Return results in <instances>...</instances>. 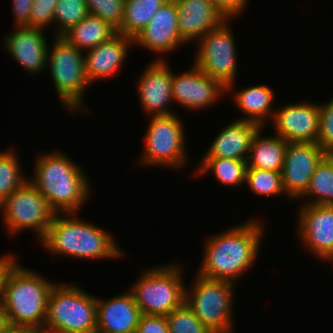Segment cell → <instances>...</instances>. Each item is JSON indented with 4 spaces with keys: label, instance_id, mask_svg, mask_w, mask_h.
I'll return each instance as SVG.
<instances>
[{
    "label": "cell",
    "instance_id": "6da1fadb",
    "mask_svg": "<svg viewBox=\"0 0 333 333\" xmlns=\"http://www.w3.org/2000/svg\"><path fill=\"white\" fill-rule=\"evenodd\" d=\"M265 230L255 219L246 220L223 233L207 237L203 259L197 272L210 279L236 284L254 264Z\"/></svg>",
    "mask_w": 333,
    "mask_h": 333
},
{
    "label": "cell",
    "instance_id": "7a4b0ae2",
    "mask_svg": "<svg viewBox=\"0 0 333 333\" xmlns=\"http://www.w3.org/2000/svg\"><path fill=\"white\" fill-rule=\"evenodd\" d=\"M34 162V175L28 180L50 207L56 213H78L91 196L85 171L59 150L44 152Z\"/></svg>",
    "mask_w": 333,
    "mask_h": 333
},
{
    "label": "cell",
    "instance_id": "3957f363",
    "mask_svg": "<svg viewBox=\"0 0 333 333\" xmlns=\"http://www.w3.org/2000/svg\"><path fill=\"white\" fill-rule=\"evenodd\" d=\"M63 215V216H62ZM77 213H56L40 240L53 255L78 259H114L124 256L110 232L77 217Z\"/></svg>",
    "mask_w": 333,
    "mask_h": 333
},
{
    "label": "cell",
    "instance_id": "277c9868",
    "mask_svg": "<svg viewBox=\"0 0 333 333\" xmlns=\"http://www.w3.org/2000/svg\"><path fill=\"white\" fill-rule=\"evenodd\" d=\"M18 264L11 269L5 282L2 306L12 326L42 333L48 297L55 283Z\"/></svg>",
    "mask_w": 333,
    "mask_h": 333
},
{
    "label": "cell",
    "instance_id": "5b68a950",
    "mask_svg": "<svg viewBox=\"0 0 333 333\" xmlns=\"http://www.w3.org/2000/svg\"><path fill=\"white\" fill-rule=\"evenodd\" d=\"M96 296L77 284L52 287L42 333H96Z\"/></svg>",
    "mask_w": 333,
    "mask_h": 333
},
{
    "label": "cell",
    "instance_id": "8992f818",
    "mask_svg": "<svg viewBox=\"0 0 333 333\" xmlns=\"http://www.w3.org/2000/svg\"><path fill=\"white\" fill-rule=\"evenodd\" d=\"M52 41V49L47 48V67L59 101L68 113L74 114L82 111L80 109L90 111L83 100L90 85L85 70V53L62 36H55Z\"/></svg>",
    "mask_w": 333,
    "mask_h": 333
},
{
    "label": "cell",
    "instance_id": "52a82bcc",
    "mask_svg": "<svg viewBox=\"0 0 333 333\" xmlns=\"http://www.w3.org/2000/svg\"><path fill=\"white\" fill-rule=\"evenodd\" d=\"M142 273L129 290L141 314L166 316L185 302L181 266L169 263Z\"/></svg>",
    "mask_w": 333,
    "mask_h": 333
},
{
    "label": "cell",
    "instance_id": "ba28073f",
    "mask_svg": "<svg viewBox=\"0 0 333 333\" xmlns=\"http://www.w3.org/2000/svg\"><path fill=\"white\" fill-rule=\"evenodd\" d=\"M191 291L185 288V302L212 333H235L232 307L235 283L196 274Z\"/></svg>",
    "mask_w": 333,
    "mask_h": 333
},
{
    "label": "cell",
    "instance_id": "9c48e42d",
    "mask_svg": "<svg viewBox=\"0 0 333 333\" xmlns=\"http://www.w3.org/2000/svg\"><path fill=\"white\" fill-rule=\"evenodd\" d=\"M179 114L149 116L140 163L182 169L188 164L184 124Z\"/></svg>",
    "mask_w": 333,
    "mask_h": 333
},
{
    "label": "cell",
    "instance_id": "30bf717a",
    "mask_svg": "<svg viewBox=\"0 0 333 333\" xmlns=\"http://www.w3.org/2000/svg\"><path fill=\"white\" fill-rule=\"evenodd\" d=\"M0 213L9 235L16 236L23 230L32 229L37 240L45 236L56 214L29 180L0 204Z\"/></svg>",
    "mask_w": 333,
    "mask_h": 333
},
{
    "label": "cell",
    "instance_id": "8fae6325",
    "mask_svg": "<svg viewBox=\"0 0 333 333\" xmlns=\"http://www.w3.org/2000/svg\"><path fill=\"white\" fill-rule=\"evenodd\" d=\"M229 20L197 41L198 50L193 62L203 73L220 81L226 87L227 94L234 89L238 71L237 48Z\"/></svg>",
    "mask_w": 333,
    "mask_h": 333
},
{
    "label": "cell",
    "instance_id": "7c38bea8",
    "mask_svg": "<svg viewBox=\"0 0 333 333\" xmlns=\"http://www.w3.org/2000/svg\"><path fill=\"white\" fill-rule=\"evenodd\" d=\"M326 155L327 152L317 143L288 142L281 172L288 200L303 199L315 169Z\"/></svg>",
    "mask_w": 333,
    "mask_h": 333
},
{
    "label": "cell",
    "instance_id": "4fadbf2b",
    "mask_svg": "<svg viewBox=\"0 0 333 333\" xmlns=\"http://www.w3.org/2000/svg\"><path fill=\"white\" fill-rule=\"evenodd\" d=\"M298 213L299 241L327 262L333 255V205L302 204Z\"/></svg>",
    "mask_w": 333,
    "mask_h": 333
},
{
    "label": "cell",
    "instance_id": "5bb4252c",
    "mask_svg": "<svg viewBox=\"0 0 333 333\" xmlns=\"http://www.w3.org/2000/svg\"><path fill=\"white\" fill-rule=\"evenodd\" d=\"M270 123L274 126L275 135L286 142L317 143L320 106L307 101L283 105L275 110Z\"/></svg>",
    "mask_w": 333,
    "mask_h": 333
},
{
    "label": "cell",
    "instance_id": "9a60e30c",
    "mask_svg": "<svg viewBox=\"0 0 333 333\" xmlns=\"http://www.w3.org/2000/svg\"><path fill=\"white\" fill-rule=\"evenodd\" d=\"M180 74L172 73V98L189 110L205 109L226 93V87L203 73L196 65Z\"/></svg>",
    "mask_w": 333,
    "mask_h": 333
},
{
    "label": "cell",
    "instance_id": "2e32d148",
    "mask_svg": "<svg viewBox=\"0 0 333 333\" xmlns=\"http://www.w3.org/2000/svg\"><path fill=\"white\" fill-rule=\"evenodd\" d=\"M164 58L152 60L140 74L136 84L139 102L148 117L176 113L169 108V104L173 102L172 70Z\"/></svg>",
    "mask_w": 333,
    "mask_h": 333
},
{
    "label": "cell",
    "instance_id": "e0dca14e",
    "mask_svg": "<svg viewBox=\"0 0 333 333\" xmlns=\"http://www.w3.org/2000/svg\"><path fill=\"white\" fill-rule=\"evenodd\" d=\"M186 44L180 36L178 9L175 0H168L152 17L146 27L133 39V45L141 46L153 54L165 56ZM164 53V54H163Z\"/></svg>",
    "mask_w": 333,
    "mask_h": 333
},
{
    "label": "cell",
    "instance_id": "ac0fdd59",
    "mask_svg": "<svg viewBox=\"0 0 333 333\" xmlns=\"http://www.w3.org/2000/svg\"><path fill=\"white\" fill-rule=\"evenodd\" d=\"M15 30L3 39L6 53L27 73L41 74L47 67L49 43L43 29L29 26L14 27Z\"/></svg>",
    "mask_w": 333,
    "mask_h": 333
},
{
    "label": "cell",
    "instance_id": "d6986e66",
    "mask_svg": "<svg viewBox=\"0 0 333 333\" xmlns=\"http://www.w3.org/2000/svg\"><path fill=\"white\" fill-rule=\"evenodd\" d=\"M181 39L189 44L208 31L216 29L228 18L212 0H175Z\"/></svg>",
    "mask_w": 333,
    "mask_h": 333
},
{
    "label": "cell",
    "instance_id": "ffe728a7",
    "mask_svg": "<svg viewBox=\"0 0 333 333\" xmlns=\"http://www.w3.org/2000/svg\"><path fill=\"white\" fill-rule=\"evenodd\" d=\"M96 303V333H136L141 312L129 290Z\"/></svg>",
    "mask_w": 333,
    "mask_h": 333
},
{
    "label": "cell",
    "instance_id": "44dd1931",
    "mask_svg": "<svg viewBox=\"0 0 333 333\" xmlns=\"http://www.w3.org/2000/svg\"><path fill=\"white\" fill-rule=\"evenodd\" d=\"M132 45V38L116 33L108 41L86 51L85 70L90 84L101 78L113 77L124 65Z\"/></svg>",
    "mask_w": 333,
    "mask_h": 333
},
{
    "label": "cell",
    "instance_id": "7402d4cb",
    "mask_svg": "<svg viewBox=\"0 0 333 333\" xmlns=\"http://www.w3.org/2000/svg\"><path fill=\"white\" fill-rule=\"evenodd\" d=\"M261 128L257 123L237 119L226 125L203 158H231L247 161L252 139Z\"/></svg>",
    "mask_w": 333,
    "mask_h": 333
},
{
    "label": "cell",
    "instance_id": "603a6c76",
    "mask_svg": "<svg viewBox=\"0 0 333 333\" xmlns=\"http://www.w3.org/2000/svg\"><path fill=\"white\" fill-rule=\"evenodd\" d=\"M232 93H234L232 98H234L236 106L246 115L241 117L240 120L257 123L263 128H265L267 120H272L276 109L272 105L275 95L270 86L260 84L239 89V91H233Z\"/></svg>",
    "mask_w": 333,
    "mask_h": 333
},
{
    "label": "cell",
    "instance_id": "cb8c5ba5",
    "mask_svg": "<svg viewBox=\"0 0 333 333\" xmlns=\"http://www.w3.org/2000/svg\"><path fill=\"white\" fill-rule=\"evenodd\" d=\"M261 127L254 135L247 158V168L282 172L288 142L278 135L262 136Z\"/></svg>",
    "mask_w": 333,
    "mask_h": 333
},
{
    "label": "cell",
    "instance_id": "d4e9b609",
    "mask_svg": "<svg viewBox=\"0 0 333 333\" xmlns=\"http://www.w3.org/2000/svg\"><path fill=\"white\" fill-rule=\"evenodd\" d=\"M116 33V29L108 22L88 14L78 24L66 31L62 37L81 51H88L108 41Z\"/></svg>",
    "mask_w": 333,
    "mask_h": 333
},
{
    "label": "cell",
    "instance_id": "484cf974",
    "mask_svg": "<svg viewBox=\"0 0 333 333\" xmlns=\"http://www.w3.org/2000/svg\"><path fill=\"white\" fill-rule=\"evenodd\" d=\"M166 1L168 0H125L123 21L116 32L134 39Z\"/></svg>",
    "mask_w": 333,
    "mask_h": 333
},
{
    "label": "cell",
    "instance_id": "4316f807",
    "mask_svg": "<svg viewBox=\"0 0 333 333\" xmlns=\"http://www.w3.org/2000/svg\"><path fill=\"white\" fill-rule=\"evenodd\" d=\"M197 168L194 172L197 177L211 172L218 183L237 187L245 183L247 162L231 158H203Z\"/></svg>",
    "mask_w": 333,
    "mask_h": 333
},
{
    "label": "cell",
    "instance_id": "83f0119b",
    "mask_svg": "<svg viewBox=\"0 0 333 333\" xmlns=\"http://www.w3.org/2000/svg\"><path fill=\"white\" fill-rule=\"evenodd\" d=\"M308 196L309 201L303 204L333 205V159L328 154L318 164L302 197Z\"/></svg>",
    "mask_w": 333,
    "mask_h": 333
},
{
    "label": "cell",
    "instance_id": "f1b7e54d",
    "mask_svg": "<svg viewBox=\"0 0 333 333\" xmlns=\"http://www.w3.org/2000/svg\"><path fill=\"white\" fill-rule=\"evenodd\" d=\"M18 159L13 149L0 152V204L28 181Z\"/></svg>",
    "mask_w": 333,
    "mask_h": 333
},
{
    "label": "cell",
    "instance_id": "f546056e",
    "mask_svg": "<svg viewBox=\"0 0 333 333\" xmlns=\"http://www.w3.org/2000/svg\"><path fill=\"white\" fill-rule=\"evenodd\" d=\"M249 189L258 196H275L285 194L282 174L277 171L246 168V178Z\"/></svg>",
    "mask_w": 333,
    "mask_h": 333
},
{
    "label": "cell",
    "instance_id": "4dcf8cb0",
    "mask_svg": "<svg viewBox=\"0 0 333 333\" xmlns=\"http://www.w3.org/2000/svg\"><path fill=\"white\" fill-rule=\"evenodd\" d=\"M89 14L86 0H58L54 10V36H62Z\"/></svg>",
    "mask_w": 333,
    "mask_h": 333
},
{
    "label": "cell",
    "instance_id": "1f68e13d",
    "mask_svg": "<svg viewBox=\"0 0 333 333\" xmlns=\"http://www.w3.org/2000/svg\"><path fill=\"white\" fill-rule=\"evenodd\" d=\"M170 333H212L184 302L166 315Z\"/></svg>",
    "mask_w": 333,
    "mask_h": 333
},
{
    "label": "cell",
    "instance_id": "d6a6232c",
    "mask_svg": "<svg viewBox=\"0 0 333 333\" xmlns=\"http://www.w3.org/2000/svg\"><path fill=\"white\" fill-rule=\"evenodd\" d=\"M124 4L125 0H86L89 14L100 17L116 30L123 21Z\"/></svg>",
    "mask_w": 333,
    "mask_h": 333
},
{
    "label": "cell",
    "instance_id": "836d02e7",
    "mask_svg": "<svg viewBox=\"0 0 333 333\" xmlns=\"http://www.w3.org/2000/svg\"><path fill=\"white\" fill-rule=\"evenodd\" d=\"M58 0H33L29 27L46 30L54 23V10Z\"/></svg>",
    "mask_w": 333,
    "mask_h": 333
},
{
    "label": "cell",
    "instance_id": "e575fe53",
    "mask_svg": "<svg viewBox=\"0 0 333 333\" xmlns=\"http://www.w3.org/2000/svg\"><path fill=\"white\" fill-rule=\"evenodd\" d=\"M320 125L317 144L326 152L333 148V97L328 103L319 104Z\"/></svg>",
    "mask_w": 333,
    "mask_h": 333
},
{
    "label": "cell",
    "instance_id": "d590c367",
    "mask_svg": "<svg viewBox=\"0 0 333 333\" xmlns=\"http://www.w3.org/2000/svg\"><path fill=\"white\" fill-rule=\"evenodd\" d=\"M136 333H170L166 316L141 314Z\"/></svg>",
    "mask_w": 333,
    "mask_h": 333
},
{
    "label": "cell",
    "instance_id": "8d00e7d4",
    "mask_svg": "<svg viewBox=\"0 0 333 333\" xmlns=\"http://www.w3.org/2000/svg\"><path fill=\"white\" fill-rule=\"evenodd\" d=\"M33 0H12L15 27L29 26Z\"/></svg>",
    "mask_w": 333,
    "mask_h": 333
},
{
    "label": "cell",
    "instance_id": "74e56055",
    "mask_svg": "<svg viewBox=\"0 0 333 333\" xmlns=\"http://www.w3.org/2000/svg\"><path fill=\"white\" fill-rule=\"evenodd\" d=\"M213 3L222 11V13L228 18L234 19L235 17L240 16L245 8H247V4H249V0H212Z\"/></svg>",
    "mask_w": 333,
    "mask_h": 333
},
{
    "label": "cell",
    "instance_id": "f35d334b",
    "mask_svg": "<svg viewBox=\"0 0 333 333\" xmlns=\"http://www.w3.org/2000/svg\"><path fill=\"white\" fill-rule=\"evenodd\" d=\"M17 262L14 254L9 253L0 257V304H2L7 277Z\"/></svg>",
    "mask_w": 333,
    "mask_h": 333
},
{
    "label": "cell",
    "instance_id": "ab89813d",
    "mask_svg": "<svg viewBox=\"0 0 333 333\" xmlns=\"http://www.w3.org/2000/svg\"><path fill=\"white\" fill-rule=\"evenodd\" d=\"M11 326L9 317L5 312L2 304H0V333L5 332Z\"/></svg>",
    "mask_w": 333,
    "mask_h": 333
},
{
    "label": "cell",
    "instance_id": "60d3db41",
    "mask_svg": "<svg viewBox=\"0 0 333 333\" xmlns=\"http://www.w3.org/2000/svg\"><path fill=\"white\" fill-rule=\"evenodd\" d=\"M3 333H38L32 328L28 327H21V326H10L5 332Z\"/></svg>",
    "mask_w": 333,
    "mask_h": 333
},
{
    "label": "cell",
    "instance_id": "b9f144b4",
    "mask_svg": "<svg viewBox=\"0 0 333 333\" xmlns=\"http://www.w3.org/2000/svg\"><path fill=\"white\" fill-rule=\"evenodd\" d=\"M327 154L333 159V148H331Z\"/></svg>",
    "mask_w": 333,
    "mask_h": 333
},
{
    "label": "cell",
    "instance_id": "7bdbcfd3",
    "mask_svg": "<svg viewBox=\"0 0 333 333\" xmlns=\"http://www.w3.org/2000/svg\"><path fill=\"white\" fill-rule=\"evenodd\" d=\"M327 261H329V262L331 261L333 264V255Z\"/></svg>",
    "mask_w": 333,
    "mask_h": 333
}]
</instances>
